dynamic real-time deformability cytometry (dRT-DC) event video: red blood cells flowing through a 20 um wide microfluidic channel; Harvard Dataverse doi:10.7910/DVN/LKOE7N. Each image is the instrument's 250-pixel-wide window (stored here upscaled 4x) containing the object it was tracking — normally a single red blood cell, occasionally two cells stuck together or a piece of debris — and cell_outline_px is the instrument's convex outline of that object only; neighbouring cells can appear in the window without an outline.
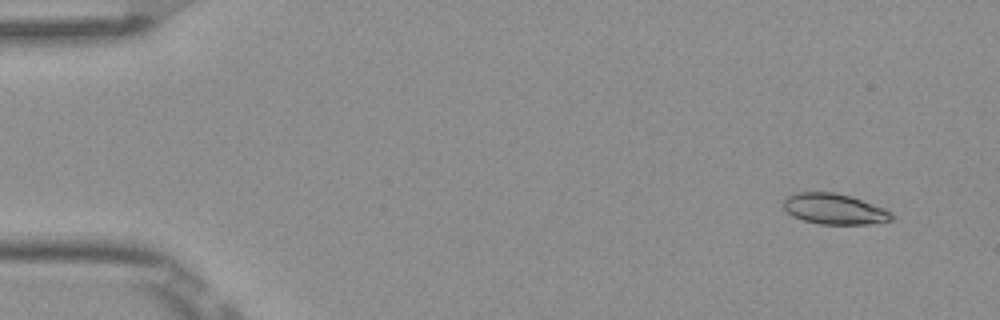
{"species": "Egyptian fruit bat (a non-hibernating species)", "species_latin": "Rousettus aegyptiacus", "temperature_condition": "room temperature", "stored_images_in_passage": 5, "camera_frame_rate_fps": 3000, "um_per_image_px": 0.085, "frame": {"image": 1, "passage_image": 1, "time_ms": 0.0, "image_size_px": [1000, 320], "cell_outline_px": [[896, 216], [892, 220], [868, 224], [820, 224], [804, 220], [792, 216], [784, 208], [784, 200], [788, 196], [796, 192], [832, 192], [848, 196], [884, 208], [892, 212]], "centroid_in_image_um": [70.93, 17.77], "position_along_channel_um": 14.1, "area_um2": 19.13}}
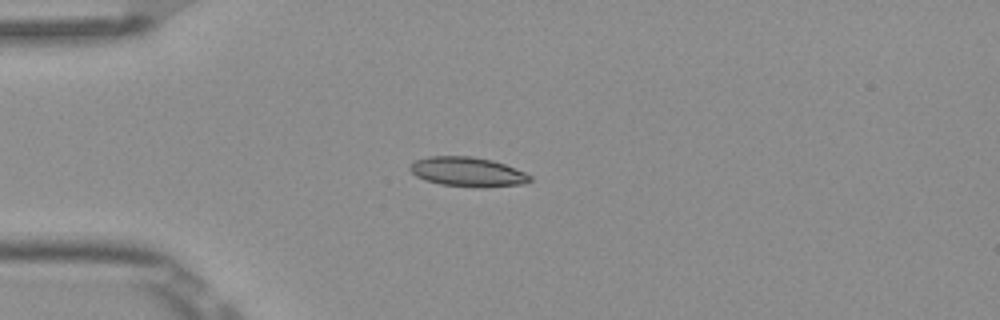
{"frame": {"image": 2, "passage_image": 4, "time_ms": 1.0, "image_size_px": [1000, 320], "cell_outline_px": [[532, 180], [524, 184], [484, 188], [476, 188], [440, 184], [424, 180], [416, 176], [408, 168], [416, 160], [428, 156], [472, 156], [492, 160], [504, 164], [524, 172], [532, 176]], "centroid_in_image_um": [39.76, 14.62], "position_along_channel_um": 45.2, "area_um2": 20.81}}